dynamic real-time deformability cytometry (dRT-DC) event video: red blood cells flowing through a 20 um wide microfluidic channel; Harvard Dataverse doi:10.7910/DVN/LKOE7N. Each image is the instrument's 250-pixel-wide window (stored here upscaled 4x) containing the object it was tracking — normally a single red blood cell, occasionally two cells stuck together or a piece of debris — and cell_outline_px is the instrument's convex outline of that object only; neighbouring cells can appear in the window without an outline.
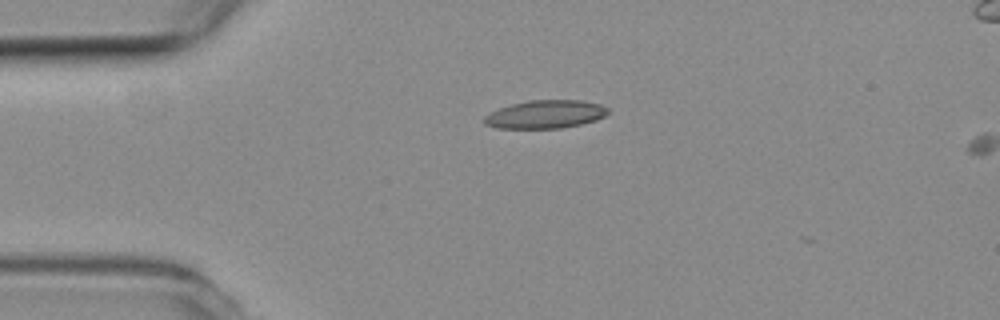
{"species": "common noctule bat (a hibernating species)", "species_latin": "Nyctalus noctula", "temperature_condition": "room temperature", "stored_images_in_passage": 2, "camera_frame_rate_fps": 3000, "um_per_image_px": 0.085, "animal": {"sex": "female", "body_mass_g": 19.3, "forearm_length_mm": 54.1}, "frame": {"image": 1, "passage_image": 1, "time_ms": 0.0, "image_size_px": [1000, 320], "cell_outline_px": [[608, 112], [604, 116], [596, 120], [580, 124], [560, 128], [496, 128], [484, 124], [484, 116], [500, 108], [512, 104], [528, 100], [580, 100], [600, 104], [608, 108]], "centroid_in_image_um": [46.35, 9.71], "position_along_channel_um": 38.6, "area_um2": 20.17}}